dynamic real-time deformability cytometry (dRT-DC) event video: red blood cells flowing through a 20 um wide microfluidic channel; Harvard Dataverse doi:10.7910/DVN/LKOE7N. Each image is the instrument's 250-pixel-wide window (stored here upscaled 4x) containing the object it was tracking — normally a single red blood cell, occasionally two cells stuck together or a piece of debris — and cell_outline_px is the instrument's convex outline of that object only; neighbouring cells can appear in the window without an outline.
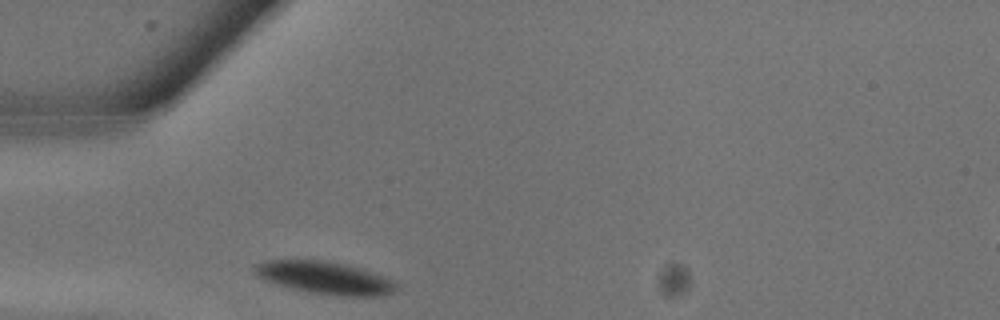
{"species": "common noctule bat (a hibernating species)", "species_latin": "Nyctalus noctula", "temperature_condition": "warm", "stored_images_in_passage": 6, "camera_frame_rate_fps": 3000, "um_per_image_px": 0.085, "animal": {"sex": "male", "body_mass_g": 13.3}, "frame": {"image": 1, "passage_image": 1, "time_ms": 0.0, "image_size_px": [1000, 320], "cell_outline_px": [[396, 288], [392, 292], [380, 296], [340, 296], [308, 292], [292, 288], [264, 280], [256, 276], [252, 272], [252, 268], [256, 264], [264, 260], [328, 260], [360, 268], [384, 276], [392, 280], [396, 284]], "centroid_in_image_um": [27.56, 23.6], "position_along_channel_um": 57.4, "area_um2": 26.88}}
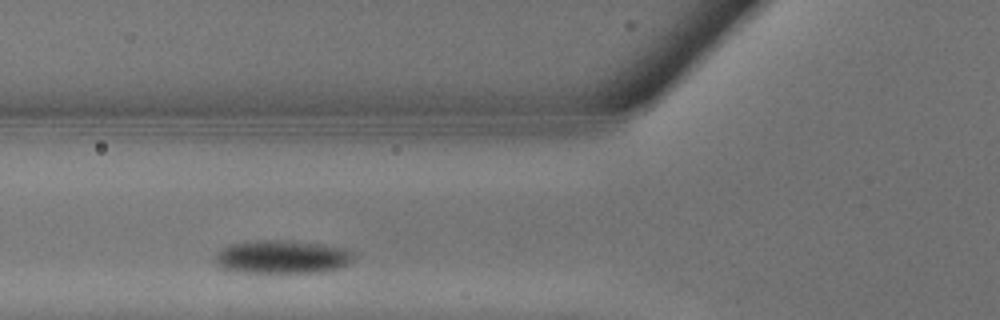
{"frame": {"image": 2, "passage_image": 3, "time_ms": 0.667, "image_size_px": [1000, 320], "cell_outline_px": [[352, 260], [348, 264], [340, 268], [324, 272], [240, 272], [224, 268], [216, 264], [216, 252], [232, 244], [244, 240], [296, 240], [324, 244], [348, 248], [352, 252]], "centroid_in_image_um": [24.02, 21.81], "position_along_channel_um": 101.8, "area_um2": 27.17}}
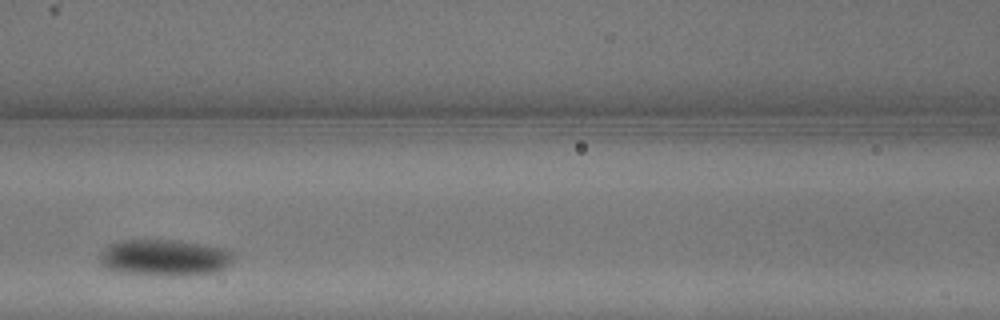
{"frame": {"image": 3, "passage_image": 5, "time_ms": 1.333, "image_size_px": [1000, 320], "cell_outline_px": [[236, 252], [232, 264], [220, 272], [188, 276], [152, 276], [116, 272], [104, 268], [100, 260], [100, 256], [104, 248], [108, 244], [120, 240], [180, 240], [224, 248]], "centroid_in_image_um": [14.04, 21.92], "position_along_channel_um": 152.6, "area_um2": 29.48}}